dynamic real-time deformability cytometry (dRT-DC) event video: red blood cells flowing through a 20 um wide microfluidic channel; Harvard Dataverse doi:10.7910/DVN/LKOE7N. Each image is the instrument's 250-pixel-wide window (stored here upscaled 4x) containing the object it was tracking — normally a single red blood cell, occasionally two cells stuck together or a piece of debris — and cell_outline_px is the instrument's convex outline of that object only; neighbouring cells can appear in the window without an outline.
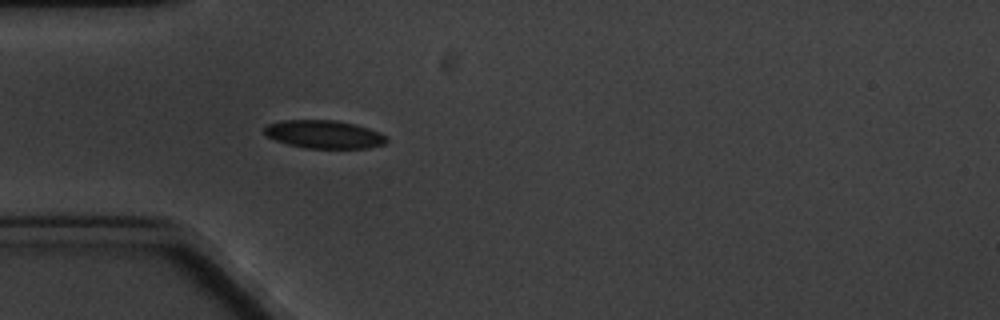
{"species": "common noctule bat (a hibernating species)", "species_latin": "Nyctalus noctula", "temperature_condition": "cold", "stored_images_in_passage": 4, "camera_frame_rate_fps": 3000, "um_per_image_px": 0.085, "animal": {"sex": "male", "body_mass_g": 20.1, "forearm_length_mm": 53.5}, "frame": {"image": 1, "passage_image": 4, "time_ms": 3.667, "image_size_px": [1000, 320], "cell_outline_px": [[388, 140], [384, 144], [368, 148], [304, 148], [288, 144], [276, 140], [268, 136], [264, 132], [264, 128], [268, 124], [284, 120], [336, 120], [356, 124], [380, 132], [388, 136]], "centroid_in_image_um": [27.59, 11.42], "position_along_channel_um": 57.4, "area_um2": 20.06}}